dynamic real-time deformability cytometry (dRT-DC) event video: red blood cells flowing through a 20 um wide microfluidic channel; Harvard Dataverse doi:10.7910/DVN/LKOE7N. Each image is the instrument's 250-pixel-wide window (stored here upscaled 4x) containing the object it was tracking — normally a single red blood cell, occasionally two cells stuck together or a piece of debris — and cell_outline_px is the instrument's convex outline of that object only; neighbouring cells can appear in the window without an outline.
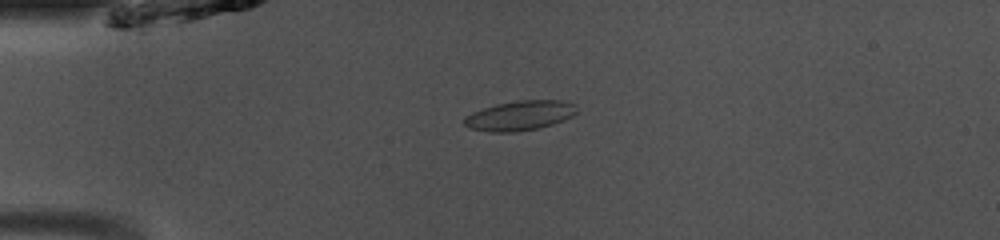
{"species": "common noctule bat (a hibernating species)", "species_latin": "Nyctalus noctula", "temperature_condition": "room temperature", "stored_images_in_passage": 39, "camera_frame_rate_fps": 3000, "um_per_image_px": 0.085, "animal": {"sex": "male", "body_mass_g": 13.0, "forearm_length_mm": 53.1}, "frame": {"image": 1, "passage_image": 2, "time_ms": 0.333, "image_size_px": [1000, 240], "cell_outline_px": [[576, 112], [572, 116], [564, 120], [552, 124], [536, 128], [512, 132], [488, 132], [468, 128], [464, 124], [464, 116], [472, 112], [496, 104], [520, 100], [560, 100], [576, 104]], "centroid_in_image_um": [44.16, 9.82], "position_along_channel_um": 40.8, "area_um2": 19.42}}
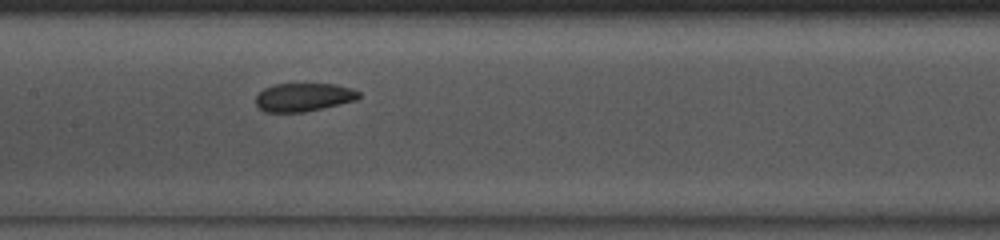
{"frame": {"image": 2, "passage_image": 14, "time_ms": 4.333, "image_size_px": [1000, 240], "cell_outline_px": [[360, 96], [356, 100], [304, 112], [264, 112], [256, 104], [256, 96], [264, 88], [276, 84], [336, 84], [352, 88], [360, 92]], "centroid_in_image_um": [25.81, 8.26], "position_along_channel_um": 181.6, "area_um2": 16.94}}
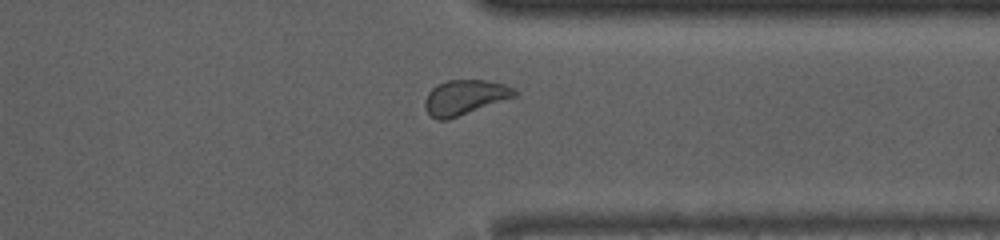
{"frame": {"image": 3, "passage_image": 28, "time_ms": 9.0, "image_size_px": [1000, 240], "cell_outline_px": [[516, 96], [448, 120], [436, 120], [428, 112], [424, 104], [424, 100], [428, 92], [436, 84], [448, 80], [484, 80], [504, 84], [512, 88], [516, 92]], "centroid_in_image_um": [39.46, 8.27], "position_along_channel_um": 371.9, "area_um2": 18.09}, "authors_computed_cell_mechanics": {"area_um2": 18.1492, "velocity_mm_per_s": 4.0864, "shape_relaxation_time_tau1_ms": null, "shape_relaxation_time_tau2_ms": 2.2422, "deformation_change_tau1": null, "deformation_change_tau2": 0.064}}